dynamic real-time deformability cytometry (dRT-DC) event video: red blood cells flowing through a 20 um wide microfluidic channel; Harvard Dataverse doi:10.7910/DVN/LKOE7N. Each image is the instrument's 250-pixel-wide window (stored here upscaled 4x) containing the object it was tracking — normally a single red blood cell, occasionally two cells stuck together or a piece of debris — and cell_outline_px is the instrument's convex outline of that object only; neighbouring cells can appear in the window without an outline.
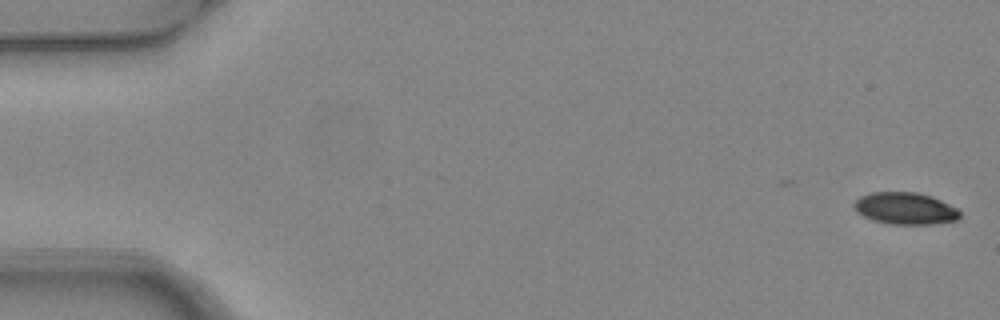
{"species": "common noctule bat (a hibernating species)", "species_latin": "Nyctalus noctula", "temperature_condition": "warm", "stored_images_in_passage": 5, "camera_frame_rate_fps": 3000, "um_per_image_px": 0.085, "animal": {"sex": "female", "body_mass_g": 24.6, "forearm_length_mm": 56.2}, "frame": {"image": 1, "passage_image": 1, "time_ms": 0.0, "image_size_px": [1000, 320], "cell_outline_px": [[960, 216], [956, 220], [932, 224], [892, 224], [872, 220], [864, 216], [852, 204], [860, 196], [872, 192], [916, 192], [932, 196], [956, 208], [960, 212]], "centroid_in_image_um": [76.95, 17.71], "position_along_channel_um": 8.1, "area_um2": 19.48}}
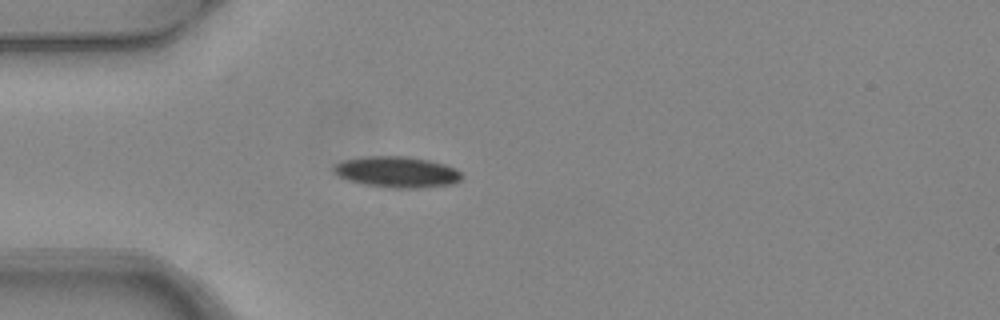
{"frame": {"image": 2, "passage_image": 5, "time_ms": 1.333, "image_size_px": [1000, 320], "cell_outline_px": [[460, 180], [452, 184], [420, 188], [392, 188], [364, 184], [348, 180], [340, 176], [332, 168], [336, 164], [344, 160], [368, 156], [408, 156], [428, 160], [444, 164], [456, 168], [460, 172]], "centroid_in_image_um": [33.76, 14.62], "position_along_channel_um": 51.2, "area_um2": 22.95}}